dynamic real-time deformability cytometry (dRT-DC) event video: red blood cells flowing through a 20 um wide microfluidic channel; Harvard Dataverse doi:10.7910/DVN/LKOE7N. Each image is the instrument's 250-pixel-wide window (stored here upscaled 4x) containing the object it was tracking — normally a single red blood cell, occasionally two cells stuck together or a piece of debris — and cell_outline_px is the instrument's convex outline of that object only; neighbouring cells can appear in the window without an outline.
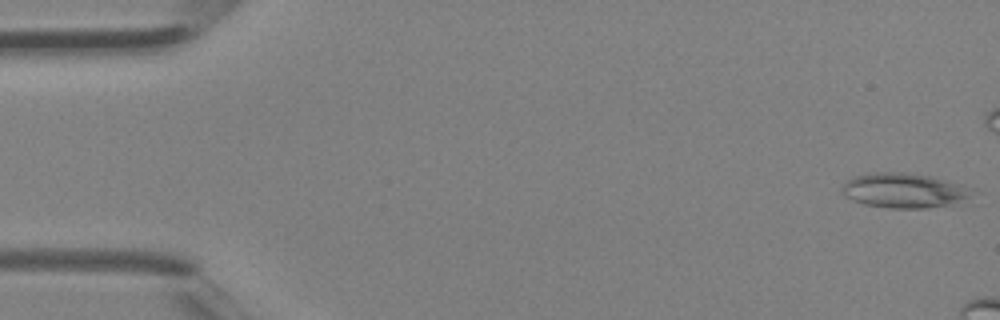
{"species": "Egyptian fruit bat (a non-hibernating species)", "species_latin": "Rousettus aegyptiacus", "temperature_condition": "room temperature", "stored_images_in_passage": 7, "camera_frame_rate_fps": 3000, "um_per_image_px": 0.085, "animal": {"sex": "female"}, "frame": {"image": 1, "passage_image": 1, "time_ms": 0.0, "image_size_px": [1000, 320], "cell_outline_px": [[972, 188], [968, 196], [948, 204], [928, 208], [888, 208], [864, 204], [852, 200], [844, 196], [840, 188], [848, 180], [856, 176], [876, 172], [904, 172], [932, 176], [964, 184]], "centroid_in_image_um": [76.79, 16.18], "position_along_channel_um": 8.2, "area_um2": 26.13}}